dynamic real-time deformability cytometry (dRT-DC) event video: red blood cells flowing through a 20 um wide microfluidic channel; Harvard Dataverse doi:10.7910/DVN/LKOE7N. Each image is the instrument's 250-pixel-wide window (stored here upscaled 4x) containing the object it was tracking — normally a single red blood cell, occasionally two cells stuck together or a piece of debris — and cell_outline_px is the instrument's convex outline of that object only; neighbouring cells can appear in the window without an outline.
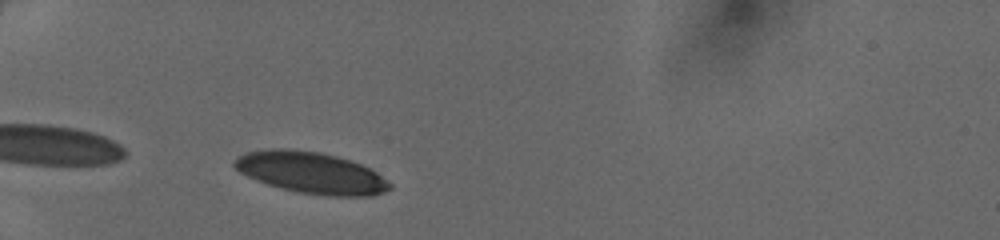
{"species": "human", "species_latin": "Homo sapiens", "temperature_condition": "cold", "stored_images_in_passage": 18, "camera_frame_rate_fps": 3000, "um_per_image_px": 0.085, "donor": {"sex": "female"}, "frame": {"image": 1, "passage_image": 2, "time_ms": 0.333, "image_size_px": [1000, 240], "cell_outline_px": [[392, 188], [384, 192], [372, 196], [324, 196], [296, 192], [280, 188], [256, 180], [240, 172], [232, 164], [232, 160], [236, 156], [244, 152], [272, 148], [288, 148], [320, 152], [336, 156], [360, 164], [376, 172], [392, 184]], "centroid_in_image_um": [26.41, 14.68], "position_along_channel_um": 58.6, "area_um2": 37.8}}
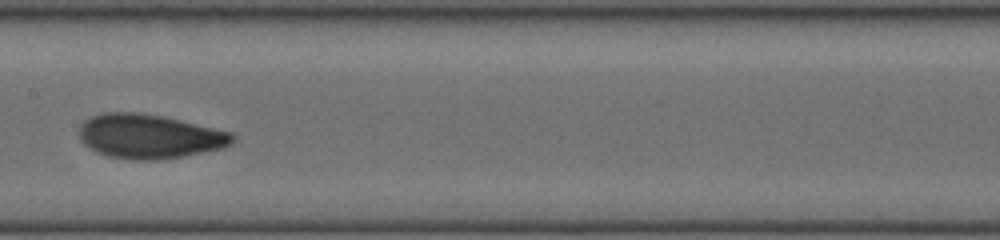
{"frame": {"image": 2, "passage_image": 9, "time_ms": 2.667, "image_size_px": [1000, 240], "cell_outline_px": [[236, 140], [232, 144], [224, 148], [180, 156], [156, 160], [136, 160], [108, 156], [96, 152], [88, 148], [80, 140], [80, 124], [84, 120], [92, 116], [104, 112], [140, 112], [160, 116], [232, 132], [236, 136]], "centroid_in_image_um": [12.68, 11.59], "position_along_channel_um": 194.7, "area_um2": 39.48}}
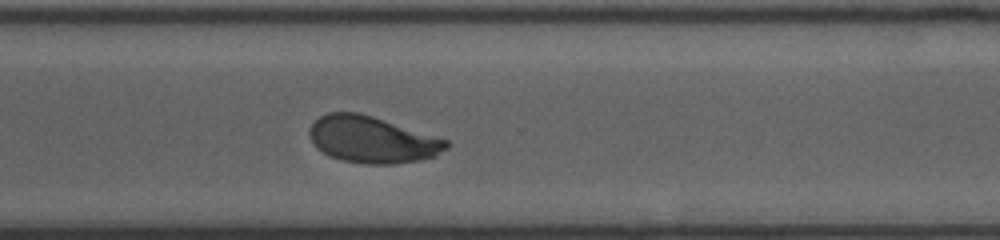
{"frame": {"image": 3, "passage_image": 18, "time_ms": 5.667, "image_size_px": [1000, 240], "cell_outline_px": [[448, 148], [436, 156], [420, 160], [392, 164], [368, 164], [344, 160], [332, 156], [316, 148], [308, 132], [312, 124], [320, 116], [328, 112], [356, 112], [372, 116], [448, 140]], "centroid_in_image_um": [31.64, 11.87], "position_along_channel_um": 339.0, "area_um2": 36.76}}